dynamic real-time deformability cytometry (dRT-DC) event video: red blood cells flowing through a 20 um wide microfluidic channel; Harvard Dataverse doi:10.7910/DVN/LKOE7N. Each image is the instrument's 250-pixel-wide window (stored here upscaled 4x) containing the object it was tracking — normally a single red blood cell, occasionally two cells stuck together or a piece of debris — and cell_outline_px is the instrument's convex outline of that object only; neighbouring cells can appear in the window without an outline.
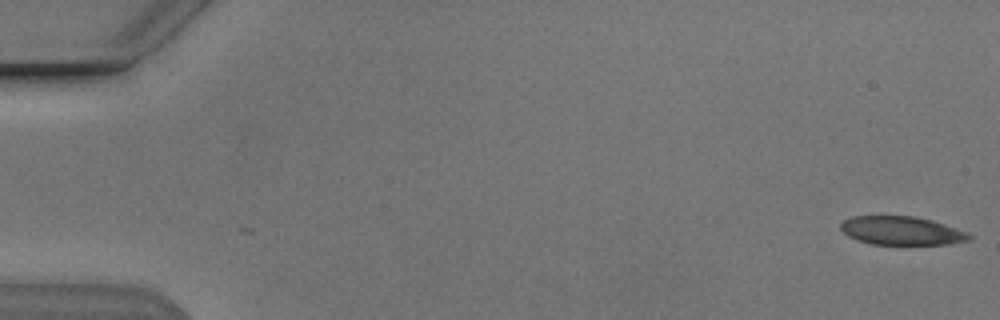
{"species": "Egyptian fruit bat (a non-hibernating species)", "species_latin": "Rousettus aegyptiacus", "temperature_condition": "cold", "stored_images_in_passage": 2, "camera_frame_rate_fps": 3000, "um_per_image_px": 0.085, "animal": {"sex": "male"}, "frame": {"image": 1, "passage_image": 2, "time_ms": 0.333, "image_size_px": [1000, 320], "cell_outline_px": [[972, 236], [968, 240], [948, 244], [872, 244], [856, 240], [848, 236], [840, 228], [840, 224], [844, 220], [852, 216], [912, 216], [932, 220], [964, 232]], "centroid_in_image_um": [76.56, 19.61], "position_along_channel_um": 8.4, "area_um2": 21.04}}